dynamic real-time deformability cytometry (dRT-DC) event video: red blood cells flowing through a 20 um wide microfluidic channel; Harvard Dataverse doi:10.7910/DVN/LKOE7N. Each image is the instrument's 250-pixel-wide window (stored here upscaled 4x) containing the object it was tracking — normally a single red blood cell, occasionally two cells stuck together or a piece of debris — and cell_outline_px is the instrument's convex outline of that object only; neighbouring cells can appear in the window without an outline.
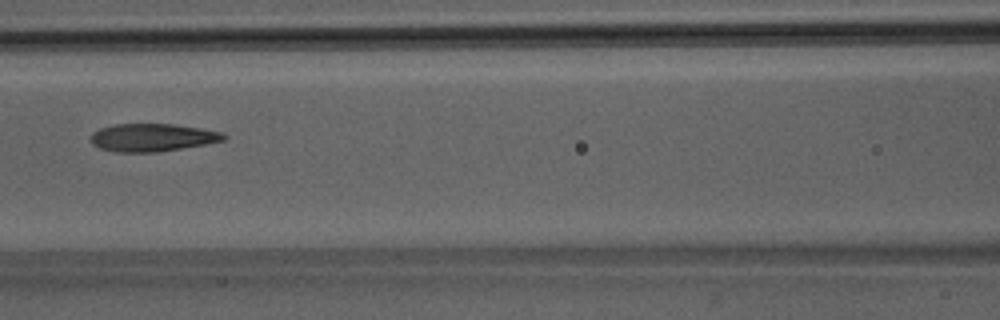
{"species": "Egyptian fruit bat (a non-hibernating species)", "species_latin": "Rousettus aegyptiacus", "temperature_condition": "room temperature", "stored_images_in_passage": 6, "camera_frame_rate_fps": 3000, "um_per_image_px": 0.085, "animal": {"sex": "male"}, "frame": {"image": 1, "passage_image": 6, "time_ms": 6.667, "image_size_px": [1000, 320], "cell_outline_px": [[228, 136], [224, 140], [204, 144], [160, 152], [116, 152], [100, 148], [92, 144], [92, 132], [100, 128], [116, 124], [172, 124], [200, 128], [224, 132]], "centroid_in_image_um": [12.97, 11.69], "position_along_channel_um": 153.6, "area_um2": 21.5}}